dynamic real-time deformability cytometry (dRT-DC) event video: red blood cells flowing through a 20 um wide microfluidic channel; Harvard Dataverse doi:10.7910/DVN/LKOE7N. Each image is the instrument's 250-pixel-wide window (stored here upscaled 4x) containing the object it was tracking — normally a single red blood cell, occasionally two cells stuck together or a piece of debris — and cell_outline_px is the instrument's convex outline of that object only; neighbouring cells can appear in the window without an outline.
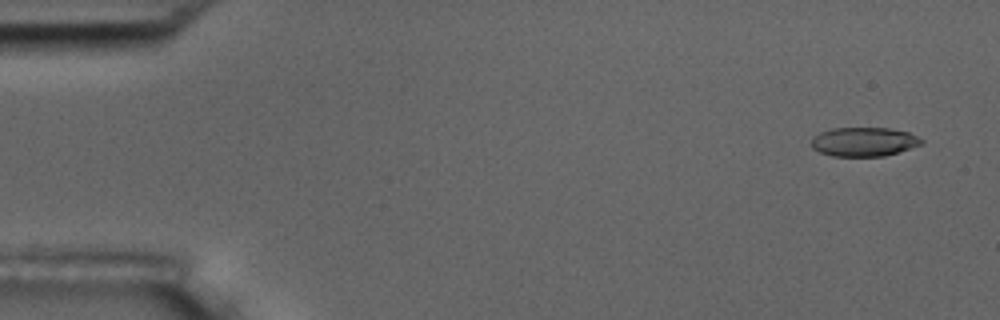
{"species": "common noctule bat (a hibernating species)", "species_latin": "Nyctalus noctula", "temperature_condition": "room temperature", "stored_images_in_passage": 4, "camera_frame_rate_fps": 3000, "um_per_image_px": 0.085, "animal": {"sex": "male", "body_mass_g": 17.5, "forearm_length_mm": 52.3}, "frame": {"image": 1, "passage_image": 1, "time_ms": 0.0, "image_size_px": [1000, 320], "cell_outline_px": [[924, 144], [884, 156], [832, 156], [820, 152], [812, 148], [812, 136], [820, 132], [832, 128], [892, 128], [908, 132], [924, 140]], "centroid_in_image_um": [73.44, 12.05], "position_along_channel_um": 11.6, "area_um2": 18.73}}
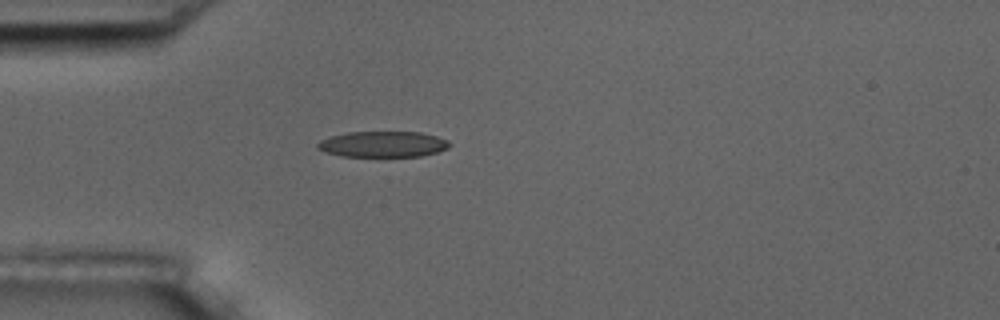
{"frame": {"image": 2, "passage_image": 4, "time_ms": 1.0, "image_size_px": [1000, 320], "cell_outline_px": [[452, 144], [448, 148], [436, 152], [420, 156], [340, 156], [316, 148], [316, 144], [320, 140], [332, 136], [348, 132], [420, 132], [436, 136], [448, 140]], "centroid_in_image_um": [32.56, 12.25], "position_along_channel_um": 52.4, "area_um2": 19.77}}